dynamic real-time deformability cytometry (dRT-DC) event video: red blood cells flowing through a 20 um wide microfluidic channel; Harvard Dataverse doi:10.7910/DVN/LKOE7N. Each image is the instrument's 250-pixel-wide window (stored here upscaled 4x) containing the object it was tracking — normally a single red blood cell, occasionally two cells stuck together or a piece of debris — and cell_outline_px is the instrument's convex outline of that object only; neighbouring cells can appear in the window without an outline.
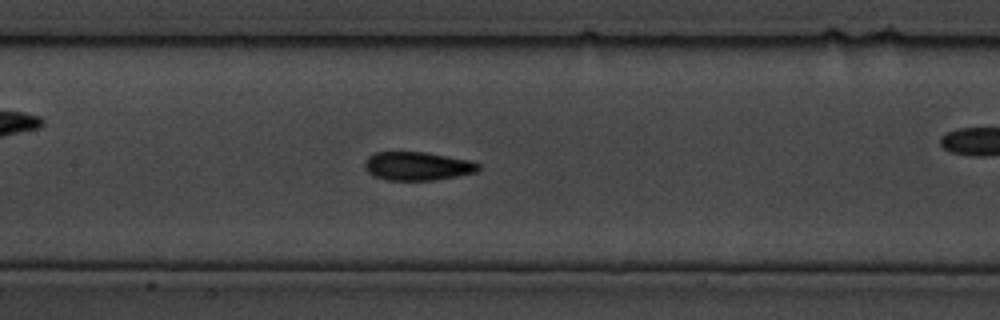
{"species": "common noctule bat (a hibernating species)", "species_latin": "Nyctalus noctula", "temperature_condition": "cold", "stored_images_in_passage": 16, "camera_frame_rate_fps": 3000, "um_per_image_px": 0.085, "animal": {"sex": "male", "body_mass_g": 19.5, "forearm_length_mm": 54.6}, "frame": {"image": 1, "passage_image": 10, "time_ms": 3.0, "image_size_px": [1000, 320], "cell_outline_px": [[480, 168], [476, 172], [456, 176], [432, 180], [384, 180], [372, 176], [364, 168], [364, 160], [368, 156], [376, 152], [424, 152], [472, 160], [480, 164]], "centroid_in_image_um": [35.45, 14.12], "position_along_channel_um": 171.9, "area_um2": 19.07}}